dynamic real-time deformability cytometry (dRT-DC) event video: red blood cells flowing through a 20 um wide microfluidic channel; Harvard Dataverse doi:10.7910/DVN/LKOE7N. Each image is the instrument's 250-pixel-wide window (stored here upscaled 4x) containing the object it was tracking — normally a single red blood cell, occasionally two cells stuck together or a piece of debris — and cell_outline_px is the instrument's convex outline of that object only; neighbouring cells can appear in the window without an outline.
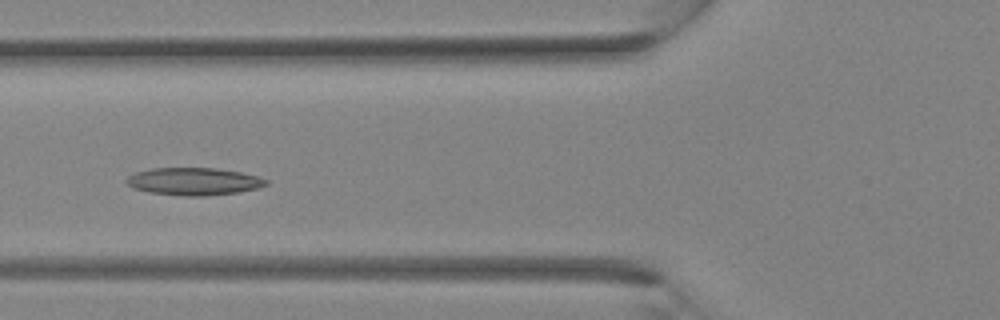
{"species": "Egyptian fruit bat (a non-hibernating species)", "species_latin": "Rousettus aegyptiacus", "temperature_condition": "room temperature", "stored_images_in_passage": 26, "camera_frame_rate_fps": 3000, "um_per_image_px": 0.085, "animal": {"sex": "female"}, "frame": {"image": 1, "passage_image": 5, "time_ms": 1.333, "image_size_px": [1000, 320], "cell_outline_px": [[268, 184], [256, 188], [236, 192], [204, 196], [180, 196], [148, 192], [132, 188], [124, 180], [128, 176], [136, 172], [152, 168], [216, 168], [240, 172], [260, 176], [268, 180]], "centroid_in_image_um": [16.45, 15.42], "position_along_channel_um": 109.4, "area_um2": 22.43}}
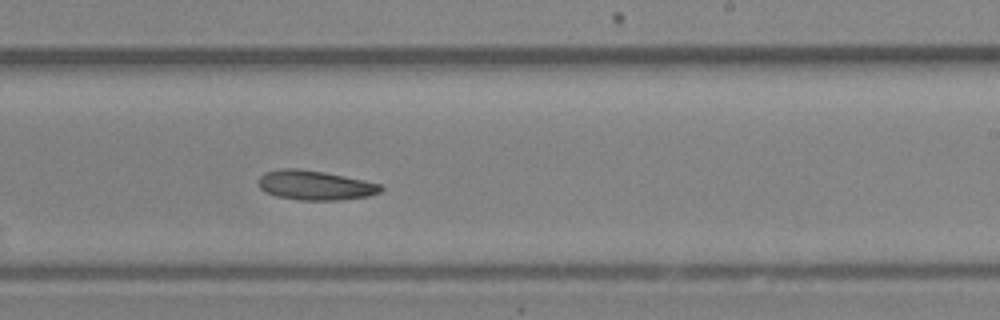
{"frame": {"image": 2, "passage_image": 13, "time_ms": 4.0, "image_size_px": [1000, 320], "cell_outline_px": [[384, 188], [380, 192], [368, 196], [340, 200], [300, 200], [276, 196], [264, 192], [256, 184], [256, 180], [264, 172], [280, 168], [300, 168], [324, 172], [364, 180], [380, 184]], "centroid_in_image_um": [26.72, 15.74], "position_along_channel_um": 262.3, "area_um2": 21.33}}
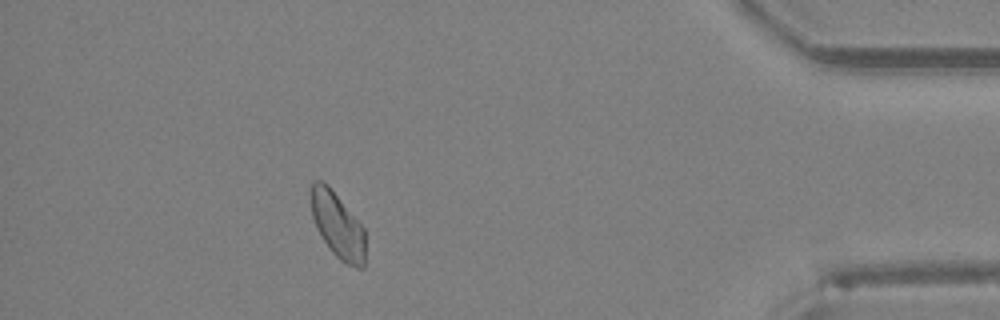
{"frame": {"image": 3, "passage_image": 23, "time_ms": 7.333, "image_size_px": [1000, 320], "cell_outline_px": [[364, 268], [356, 268], [340, 260], [332, 252], [320, 236], [316, 228], [312, 216], [312, 180], [324, 180], [328, 184], [364, 228]], "centroid_in_image_um": [28.69, 19.14], "position_along_channel_um": 406.5, "area_um2": 20.63}}